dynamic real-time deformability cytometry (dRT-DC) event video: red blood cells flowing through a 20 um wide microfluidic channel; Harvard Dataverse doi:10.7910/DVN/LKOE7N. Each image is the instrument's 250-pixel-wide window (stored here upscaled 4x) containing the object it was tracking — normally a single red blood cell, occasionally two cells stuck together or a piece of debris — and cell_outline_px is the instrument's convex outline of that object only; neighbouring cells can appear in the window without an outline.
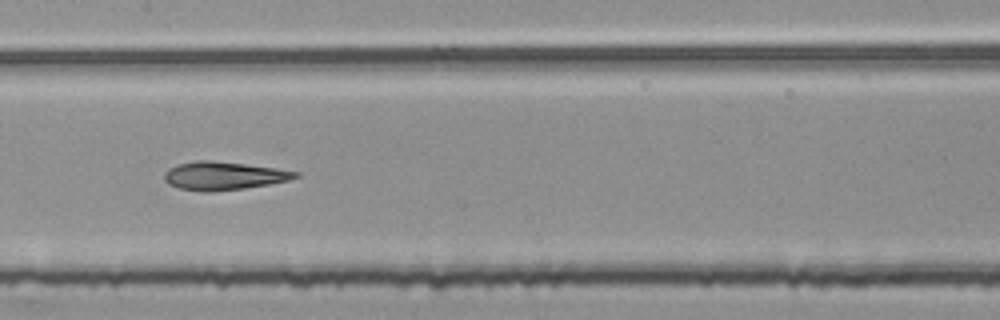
{"species": "common noctule bat (a hibernating species)", "species_latin": "Nyctalus noctula", "temperature_condition": "room temperature", "stored_images_in_passage": 54, "camera_frame_rate_fps": 3000, "um_per_image_px": 0.085, "animal": {"sex": "female", "body_mass_g": 25.1}, "frame": {"image": 1, "passage_image": 27, "time_ms": 8.667, "image_size_px": [1000, 320], "cell_outline_px": [[300, 176], [288, 180], [268, 184], [244, 188], [208, 192], [180, 188], [168, 184], [164, 180], [164, 172], [168, 168], [176, 164], [196, 160], [212, 160], [244, 164], [300, 172]], "centroid_in_image_um": [18.95, 14.93], "position_along_channel_um": 188.4, "area_um2": 21.39}}
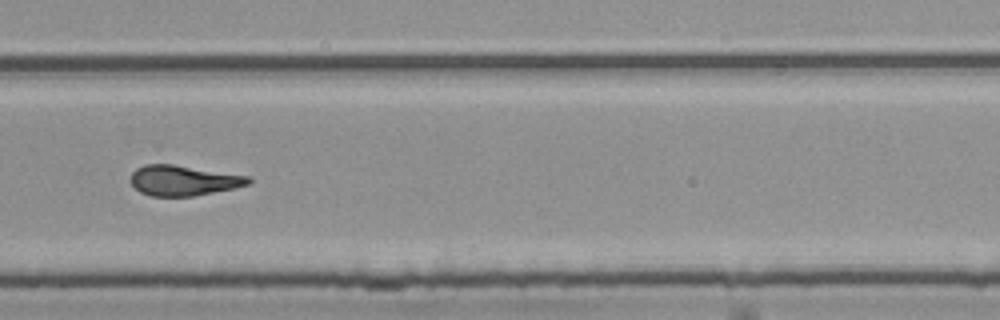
{"frame": {"image": 2, "passage_image": 37, "time_ms": 12.0, "image_size_px": [1000, 320], "cell_outline_px": [[252, 184], [236, 188], [192, 196], [152, 196], [140, 192], [132, 184], [132, 172], [136, 168], [144, 164], [172, 164], [252, 176]], "centroid_in_image_um": [15.66, 15.33], "position_along_channel_um": 314.1, "area_um2": 20.92}}
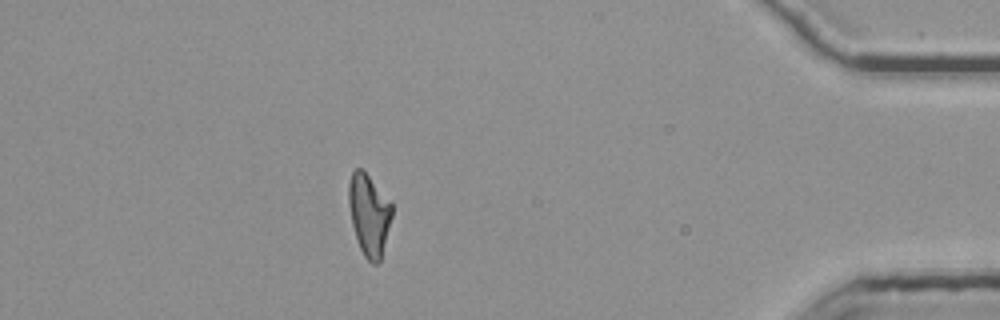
{"frame": {"image": 3, "passage_image": 48, "time_ms": 15.667, "image_size_px": [1000, 320], "cell_outline_px": [[392, 216], [380, 264], [372, 264], [364, 256], [360, 248], [352, 224], [348, 204], [348, 184], [352, 172], [356, 168], [360, 168], [368, 176], [392, 204]], "centroid_in_image_um": [31.36, 18.29], "position_along_channel_um": 403.8, "area_um2": 20.4}, "authors_computed_cell_mechanics": {"area_um2": 21.5594, "velocity_mm_per_s": 3.7921, "shape_relaxation_time_tau1_ms": null, "shape_relaxation_time_tau2_ms": 1.7003, "deformation_change_tau1": null, "deformation_change_tau2": 0.1161}}